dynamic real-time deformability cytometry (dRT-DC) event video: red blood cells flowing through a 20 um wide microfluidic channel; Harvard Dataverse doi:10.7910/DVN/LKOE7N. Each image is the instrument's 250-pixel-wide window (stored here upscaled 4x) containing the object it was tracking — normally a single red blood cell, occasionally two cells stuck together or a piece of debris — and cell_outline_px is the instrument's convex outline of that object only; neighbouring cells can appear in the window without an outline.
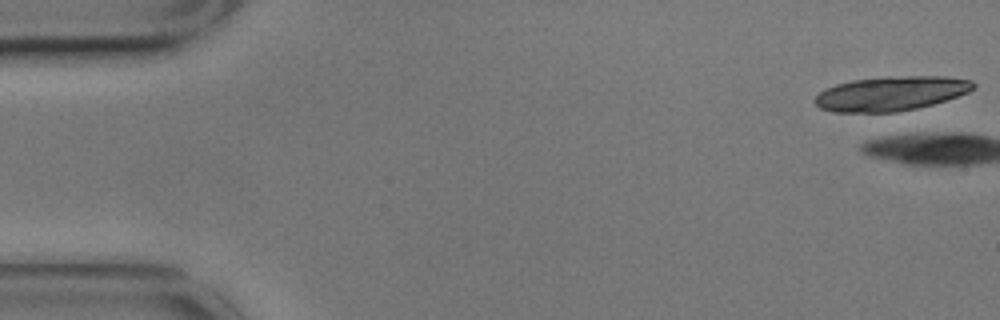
{"species": "common noctule bat (a hibernating species)", "species_latin": "Nyctalus noctula", "temperature_condition": "cold", "stored_images_in_passage": 4, "camera_frame_rate_fps": 3000, "um_per_image_px": 0.085, "animal": {"sex": "male", "body_mass_g": 17.9}, "frame": {"image": 1, "passage_image": 1, "time_ms": 0.0, "image_size_px": [1000, 320], "cell_outline_px": [[976, 88], [968, 92], [932, 104], [916, 108], [896, 112], [832, 112], [820, 108], [816, 104], [816, 96], [820, 92], [836, 84], [852, 80], [888, 76], [948, 76], [972, 80], [976, 84]], "centroid_in_image_um": [75.76, 7.94], "position_along_channel_um": 9.2, "area_um2": 31.73}}